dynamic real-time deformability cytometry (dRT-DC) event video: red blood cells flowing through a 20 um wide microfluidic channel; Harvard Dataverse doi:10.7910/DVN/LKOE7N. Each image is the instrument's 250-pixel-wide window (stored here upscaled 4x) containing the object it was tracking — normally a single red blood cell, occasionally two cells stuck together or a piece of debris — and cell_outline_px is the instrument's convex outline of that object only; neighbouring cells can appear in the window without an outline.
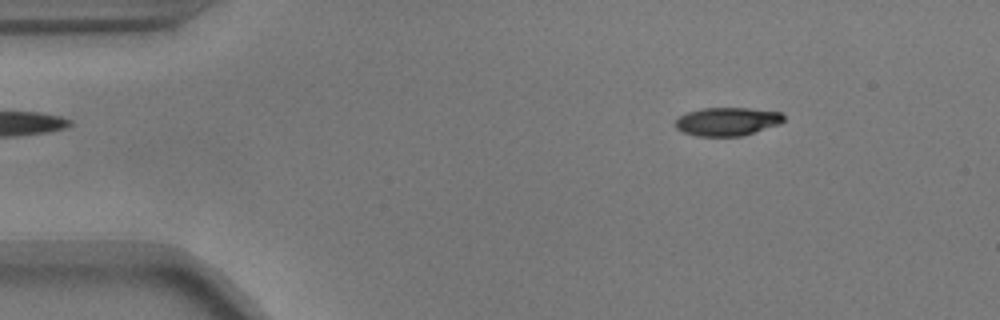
{"species": "common noctule bat (a hibernating species)", "species_latin": "Nyctalus noctula", "temperature_condition": "warm", "stored_images_in_passage": 55, "camera_frame_rate_fps": 3000, "um_per_image_px": 0.085, "animal": {"sex": "male", "body_mass_g": 17.9}, "frame": {"image": 1, "passage_image": 7, "time_ms": 2.0, "image_size_px": [1000, 320], "cell_outline_px": [[784, 120], [780, 124], [740, 136], [696, 136], [684, 132], [676, 128], [676, 120], [680, 116], [688, 112], [704, 108], [748, 108], [780, 112], [784, 116]], "centroid_in_image_um": [61.82, 10.33], "position_along_channel_um": 23.2, "area_um2": 17.69}}
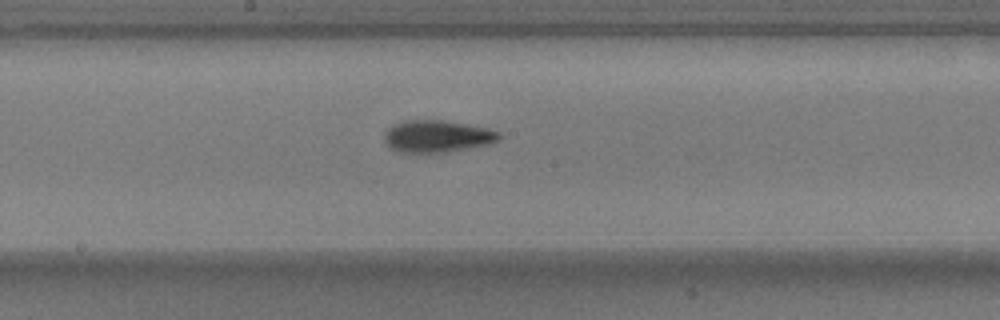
{"frame": {"image": 2, "passage_image": 28, "time_ms": 9.0, "image_size_px": [1000, 320], "cell_outline_px": [[500, 140], [488, 144], [444, 152], [400, 152], [392, 148], [384, 140], [384, 132], [388, 128], [404, 120], [444, 120], [468, 124], [488, 128], [500, 132]], "centroid_in_image_um": [37.17, 11.57], "position_along_channel_um": 211.0, "area_um2": 21.27}}
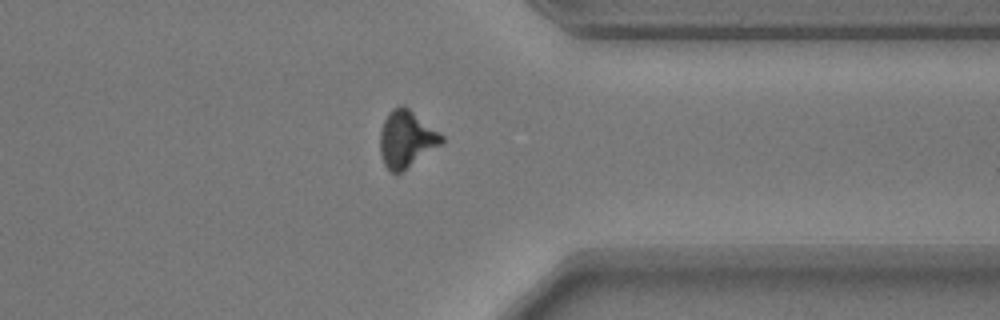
{"frame": {"image": 3, "passage_image": 42, "time_ms": 13.667, "image_size_px": [1000, 320], "cell_outline_px": [[444, 140], [440, 144], [396, 176], [384, 164], [380, 156], [380, 132], [384, 120], [388, 112], [392, 108], [400, 104], [404, 104], [440, 132], [444, 136]], "centroid_in_image_um": [34.52, 11.79], "position_along_channel_um": 376.9, "area_um2": 20.46}, "authors_computed_cell_mechanics": {"area_um2": 19.7098, "velocity_mm_per_s": 3.6853, "shape_relaxation_time_tau1_ms": 3.245, "shape_relaxation_time_tau2_ms": 4.1612, "deformation_change_tau1": 0.1529, "deformation_change_tau2": 0.1206}}